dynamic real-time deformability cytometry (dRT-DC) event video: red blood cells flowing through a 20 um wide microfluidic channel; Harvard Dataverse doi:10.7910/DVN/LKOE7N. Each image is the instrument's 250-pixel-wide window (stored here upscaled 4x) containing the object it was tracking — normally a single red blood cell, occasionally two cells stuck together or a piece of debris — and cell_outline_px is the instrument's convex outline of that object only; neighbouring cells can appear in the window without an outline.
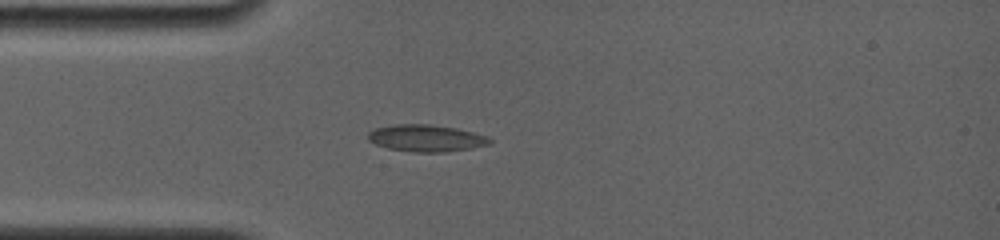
{"species": "common noctule bat (a hibernating species)", "species_latin": "Nyctalus noctula", "temperature_condition": "room temperature", "stored_images_in_passage": 8, "camera_frame_rate_fps": 4000, "um_per_image_px": 0.085, "animal": {"sex": "female", "body_mass_g": 19.0, "forearm_length_mm": 56.7}, "frame": {"image": 1, "passage_image": 4, "time_ms": 2.75, "image_size_px": [1000, 240], "cell_outline_px": [[492, 140], [488, 144], [472, 148], [444, 152], [412, 152], [388, 148], [376, 144], [368, 140], [368, 132], [376, 128], [392, 124], [428, 124], [456, 128], [488, 136]], "centroid_in_image_um": [36.2, 11.74], "position_along_channel_um": 48.8, "area_um2": 19.02}}
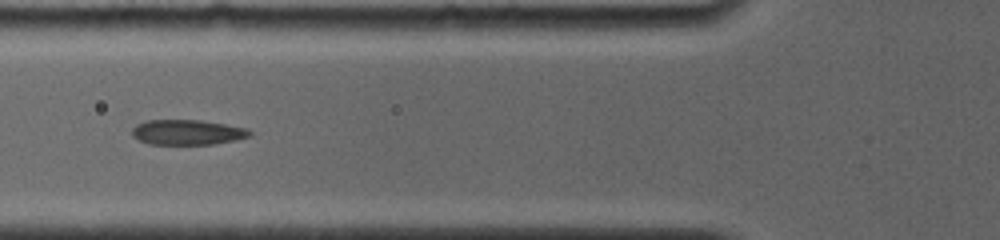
{"frame": {"image": 2, "passage_image": 6, "time_ms": 4.5, "image_size_px": [1000, 240], "cell_outline_px": [[252, 136], [236, 140], [212, 144], [148, 144], [132, 136], [132, 128], [136, 124], [148, 120], [200, 120], [248, 128], [252, 132]], "centroid_in_image_um": [15.94, 11.24], "position_along_channel_um": 109.9, "area_um2": 17.28}}
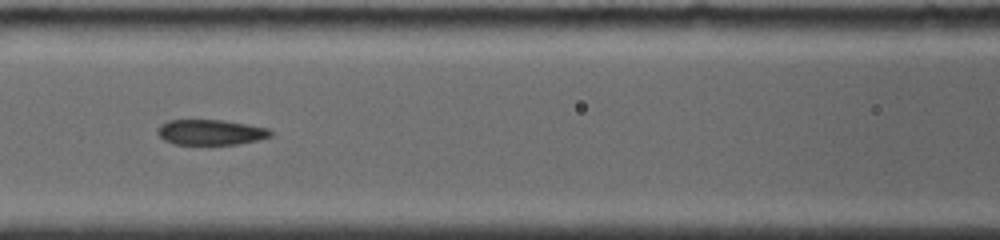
{"frame": {"image": 3, "passage_image": 7, "time_ms": 5.5, "image_size_px": [1000, 240], "cell_outline_px": [[272, 136], [256, 140], [236, 144], [172, 144], [164, 140], [156, 132], [156, 128], [160, 124], [168, 120], [220, 120], [268, 128], [272, 132]], "centroid_in_image_um": [17.84, 11.24], "position_along_channel_um": 148.8, "area_um2": 16.59}}